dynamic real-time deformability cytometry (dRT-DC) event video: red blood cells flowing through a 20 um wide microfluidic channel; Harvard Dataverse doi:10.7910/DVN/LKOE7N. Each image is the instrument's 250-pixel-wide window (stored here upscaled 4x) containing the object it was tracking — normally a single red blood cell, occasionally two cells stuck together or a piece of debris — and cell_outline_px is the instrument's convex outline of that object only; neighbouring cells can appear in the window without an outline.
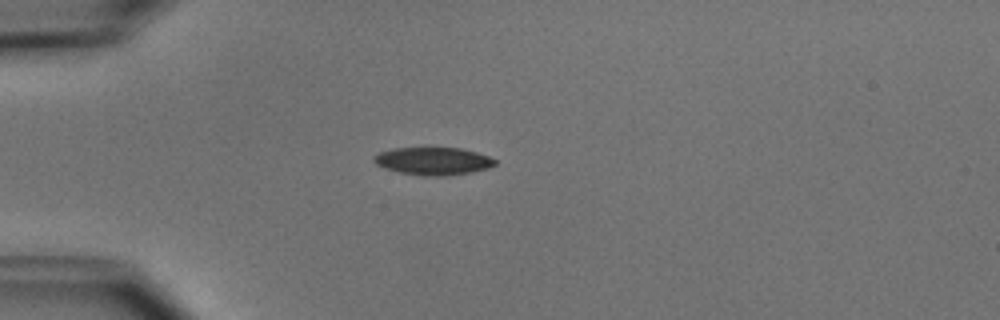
{"species": "common noctule bat (a hibernating species)", "species_latin": "Nyctalus noctula", "temperature_condition": "cold", "stored_images_in_passage": 1, "camera_frame_rate_fps": 3000, "um_per_image_px": 0.085, "animal": {"sex": "male", "body_mass_g": 15.6}, "frame": {"image": 1, "passage_image": 1, "time_ms": 0.0, "image_size_px": [1000, 320], "cell_outline_px": [[496, 164], [488, 168], [472, 172], [444, 176], [424, 176], [400, 172], [384, 168], [376, 164], [372, 160], [372, 156], [380, 152], [392, 148], [424, 144], [428, 144], [460, 148], [476, 152], [488, 156], [496, 160]], "centroid_in_image_um": [36.77, 13.63], "position_along_channel_um": 48.2, "area_um2": 20.58}}